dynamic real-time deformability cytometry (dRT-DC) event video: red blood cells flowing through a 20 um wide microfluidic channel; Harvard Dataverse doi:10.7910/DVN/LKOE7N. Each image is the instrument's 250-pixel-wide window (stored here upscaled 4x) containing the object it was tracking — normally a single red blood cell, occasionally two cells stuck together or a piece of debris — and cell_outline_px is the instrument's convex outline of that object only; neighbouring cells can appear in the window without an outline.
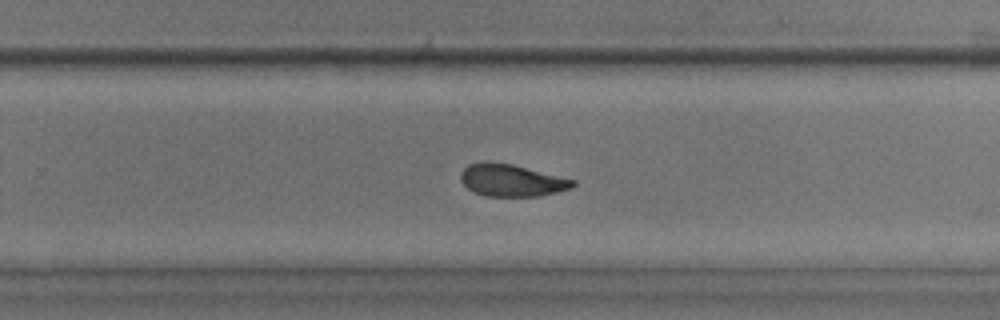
{"species": "common noctule bat (a hibernating species)", "species_latin": "Nyctalus noctula", "temperature_condition": "room temperature", "stored_images_in_passage": 46, "camera_frame_rate_fps": 3000, "um_per_image_px": 0.085, "animal": {"sex": "male", "body_mass_g": 17.9, "forearm_length_mm": 54.2}, "frame": {"image": 1, "passage_image": 35, "time_ms": 11.333, "image_size_px": [1000, 320], "cell_outline_px": [[576, 184], [572, 188], [540, 196], [484, 196], [468, 188], [460, 180], [460, 172], [468, 164], [484, 160], [488, 160], [512, 164], [576, 180]], "centroid_in_image_um": [43.46, 15.31], "position_along_channel_um": 286.3, "area_um2": 21.21}}
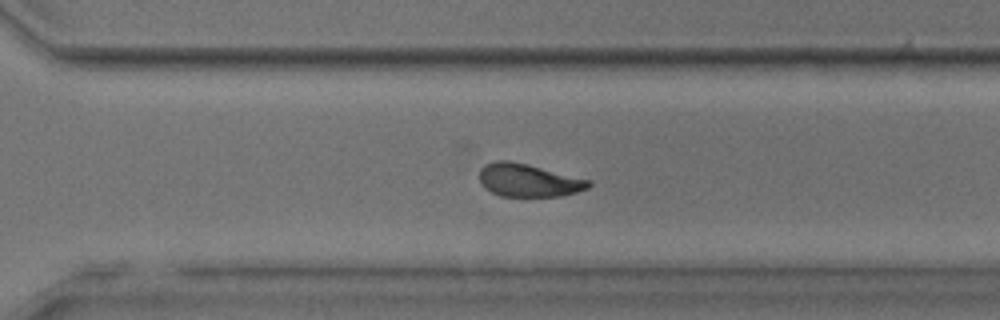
{"frame": {"image": 2, "passage_image": 38, "time_ms": 12.333, "image_size_px": [1000, 320], "cell_outline_px": [[592, 184], [588, 188], [576, 192], [560, 196], [500, 196], [484, 188], [480, 184], [480, 168], [484, 164], [496, 160], [508, 160], [528, 164], [592, 180]], "centroid_in_image_um": [44.91, 15.31], "position_along_channel_um": 325.7, "area_um2": 21.15}}
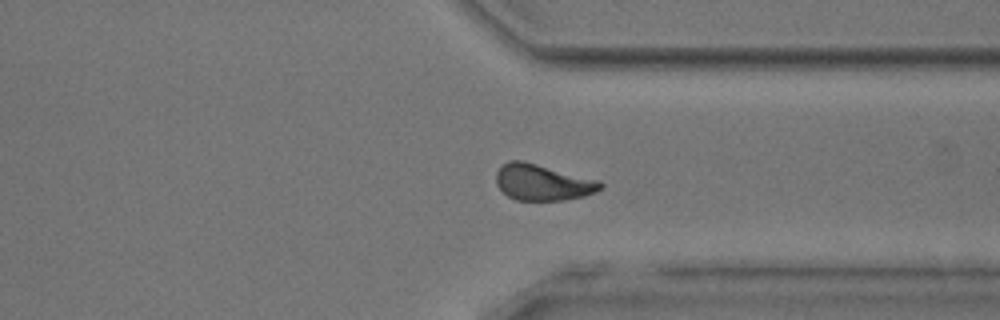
{"frame": {"image": 3, "passage_image": 41, "time_ms": 13.333, "image_size_px": [1000, 320], "cell_outline_px": [[604, 188], [596, 192], [584, 196], [564, 200], [516, 200], [508, 196], [496, 184], [496, 172], [508, 160], [524, 160], [600, 180], [604, 184]], "centroid_in_image_um": [46.16, 15.49], "position_along_channel_um": 365.2, "area_um2": 22.2}, "authors_computed_cell_mechanics": {"area_um2": 21.2993, "velocity_mm_per_s": 3.9031, "shape_relaxation_time_tau1_ms": null, "shape_relaxation_time_tau2_ms": 5.2387, "deformation_change_tau1": null, "deformation_change_tau2": 0.0664}}